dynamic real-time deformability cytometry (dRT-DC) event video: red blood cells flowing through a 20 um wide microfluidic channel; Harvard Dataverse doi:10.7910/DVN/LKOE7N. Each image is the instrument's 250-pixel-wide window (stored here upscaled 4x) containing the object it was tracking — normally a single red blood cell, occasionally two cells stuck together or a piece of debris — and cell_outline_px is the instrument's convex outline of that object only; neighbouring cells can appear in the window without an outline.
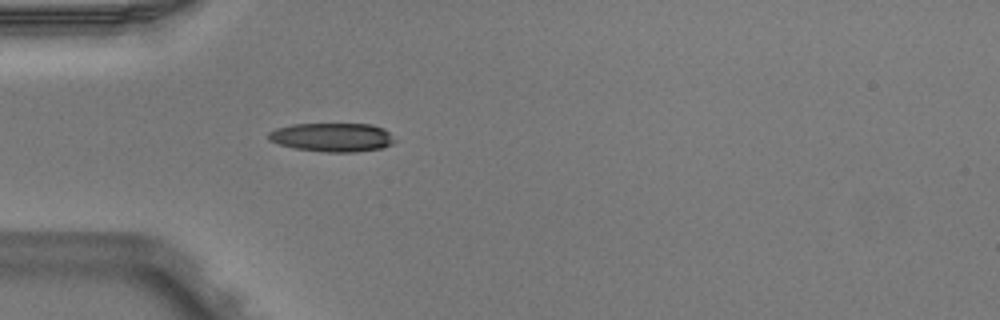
{"species": "Egyptian fruit bat (a non-hibernating species)", "species_latin": "Rousettus aegyptiacus", "temperature_condition": "warm", "stored_images_in_passage": 1, "camera_frame_rate_fps": 3000, "um_per_image_px": 0.085, "animal": {"sex": "male"}, "frame": {"image": 1, "passage_image": 1, "time_ms": 0.0, "image_size_px": [1000, 320], "cell_outline_px": [[396, 140], [392, 144], [380, 148], [356, 152], [324, 152], [296, 148], [280, 144], [268, 140], [268, 132], [276, 128], [292, 124], [372, 124], [384, 128]], "centroid_in_image_um": [28.24, 11.66], "position_along_channel_um": 56.8, "area_um2": 21.15}}